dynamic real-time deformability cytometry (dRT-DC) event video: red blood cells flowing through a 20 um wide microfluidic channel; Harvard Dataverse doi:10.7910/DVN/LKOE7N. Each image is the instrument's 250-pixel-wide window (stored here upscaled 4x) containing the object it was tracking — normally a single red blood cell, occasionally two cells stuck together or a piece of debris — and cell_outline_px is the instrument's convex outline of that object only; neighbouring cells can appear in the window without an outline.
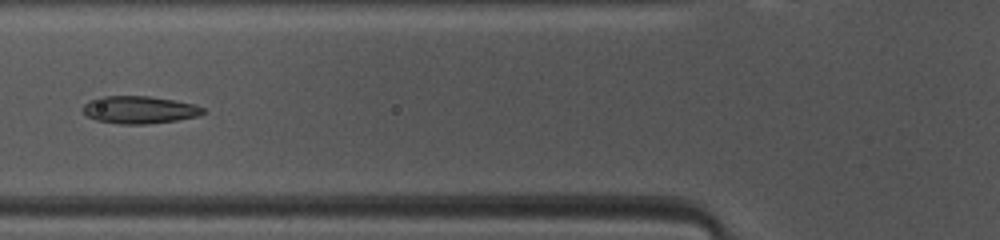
{"species": "common noctule bat (a hibernating species)", "species_latin": "Nyctalus noctula", "temperature_condition": "warm", "stored_images_in_passage": 41, "camera_frame_rate_fps": 3000, "um_per_image_px": 0.085, "animal": {"sex": "female", "body_mass_g": 10.0, "forearm_length_mm": 53.1}, "frame": {"image": 1, "passage_image": 10, "time_ms": 3.0, "image_size_px": [1000, 240], "cell_outline_px": [[208, 112], [200, 116], [176, 120], [144, 124], [120, 124], [96, 120], [88, 116], [84, 112], [84, 104], [88, 100], [100, 96], [148, 96], [176, 100], [192, 104], [204, 108]], "centroid_in_image_um": [11.87, 9.32], "position_along_channel_um": 113.9, "area_um2": 19.31}}
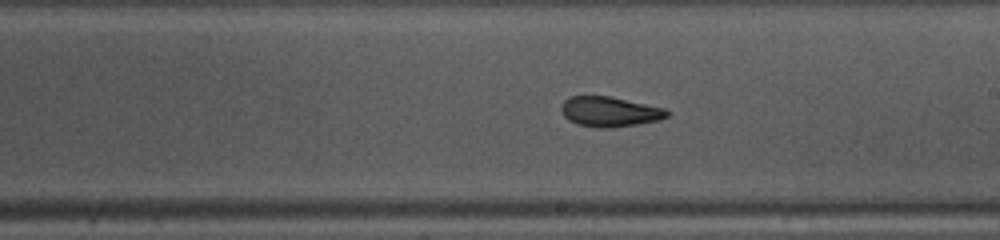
{"frame": {"image": 2, "passage_image": 19, "time_ms": 6.0, "image_size_px": [1000, 240], "cell_outline_px": [[668, 116], [656, 120], [636, 124], [608, 128], [600, 128], [576, 124], [568, 120], [564, 116], [560, 108], [560, 104], [568, 96], [612, 96], [664, 108], [668, 112]], "centroid_in_image_um": [51.75, 9.48], "position_along_channel_um": 237.2, "area_um2": 18.5}}
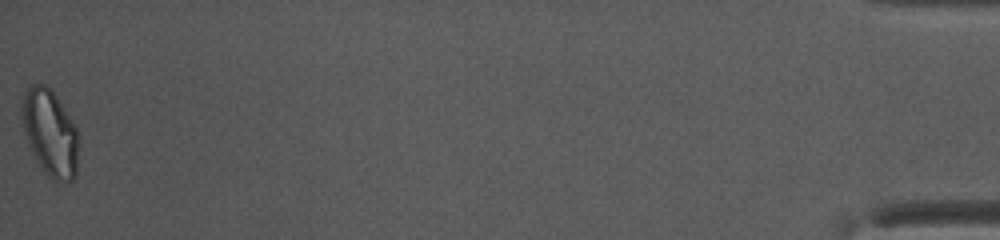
{"frame": {"image": 3, "passage_image": 41, "time_ms": 13.333, "image_size_px": [1000, 240], "cell_outline_px": [[76, 176], [72, 180], [56, 180], [48, 176], [40, 164], [28, 140], [24, 128], [20, 112], [20, 108], [24, 92], [32, 84], [44, 84], [56, 96], [76, 128]], "centroid_in_image_um": [4.22, 11.24], "position_along_channel_um": 431.0, "area_um2": 27.34}, "authors_computed_cell_mechanics": {"area_um2": 19.4208, "velocity_mm_per_s": 4.0985, "shape_relaxation_time_tau1_ms": null, "shape_relaxation_time_tau2_ms": 2.4498, "deformation_change_tau1": null, "deformation_change_tau2": 0.0634}}